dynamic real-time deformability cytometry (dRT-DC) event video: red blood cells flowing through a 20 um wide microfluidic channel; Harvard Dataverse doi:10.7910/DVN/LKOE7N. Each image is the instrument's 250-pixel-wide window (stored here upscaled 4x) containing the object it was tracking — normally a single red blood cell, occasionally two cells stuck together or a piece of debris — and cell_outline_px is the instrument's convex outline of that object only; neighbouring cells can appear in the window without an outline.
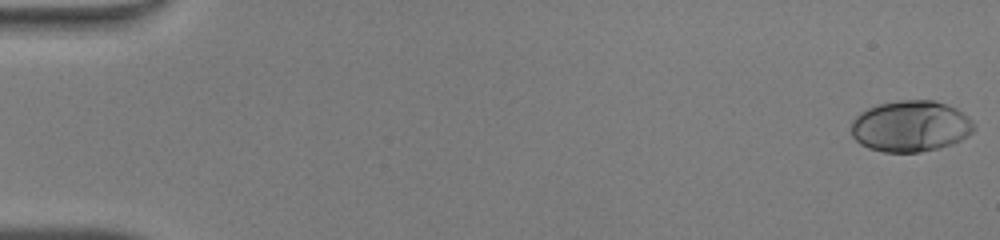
{"species": "human", "species_latin": "Homo sapiens", "temperature_condition": "warm", "stored_images_in_passage": 49, "camera_frame_rate_fps": 3000, "um_per_image_px": 0.085, "donor": {"sex": "male"}, "frame": {"image": 1, "passage_image": 1, "time_ms": 0.0, "image_size_px": [1000, 240], "cell_outline_px": [[976, 128], [968, 136], [952, 144], [940, 148], [920, 152], [884, 152], [868, 148], [860, 144], [852, 136], [852, 120], [860, 112], [868, 108], [880, 104], [896, 100], [936, 100], [948, 104], [956, 108], [972, 120]], "centroid_in_image_um": [77.41, 10.72], "position_along_channel_um": 7.6, "area_um2": 36.88}}
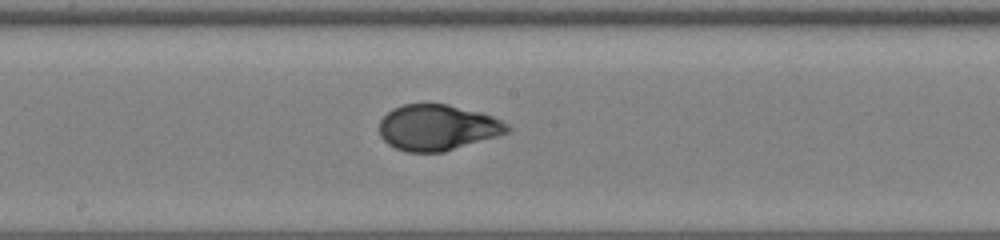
{"frame": {"image": 2, "passage_image": 27, "time_ms": 8.667, "image_size_px": [1000, 240], "cell_outline_px": [[512, 128], [508, 132], [500, 136], [444, 152], [404, 152], [388, 144], [380, 136], [380, 120], [392, 108], [404, 104], [448, 104], [480, 112], [492, 116], [508, 124]], "centroid_in_image_um": [37.21, 10.85], "position_along_channel_um": 211.0, "area_um2": 34.39}}
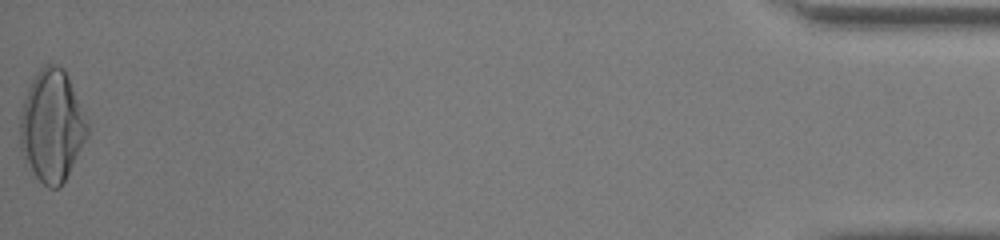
{"frame": {"image": 3, "passage_image": 49, "time_ms": 16.0, "image_size_px": [1000, 240], "cell_outline_px": [[88, 136], [60, 188], [48, 188], [36, 176], [20, 148], [20, 116], [24, 100], [28, 88], [36, 72], [44, 64], [56, 64], [64, 68], [88, 120]], "centroid_in_image_um": [4.43, 10.67], "position_along_channel_um": 430.8, "area_um2": 43.52}, "authors_computed_cell_mechanics": {"area_um2": 34.9112, "velocity_mm_per_s": 4.2981, "shape_relaxation_time_tau1_ms": 4.85, "shape_relaxation_time_tau2_ms": null, "deformation_change_tau1": 0.2384, "deformation_change_tau2": null}}